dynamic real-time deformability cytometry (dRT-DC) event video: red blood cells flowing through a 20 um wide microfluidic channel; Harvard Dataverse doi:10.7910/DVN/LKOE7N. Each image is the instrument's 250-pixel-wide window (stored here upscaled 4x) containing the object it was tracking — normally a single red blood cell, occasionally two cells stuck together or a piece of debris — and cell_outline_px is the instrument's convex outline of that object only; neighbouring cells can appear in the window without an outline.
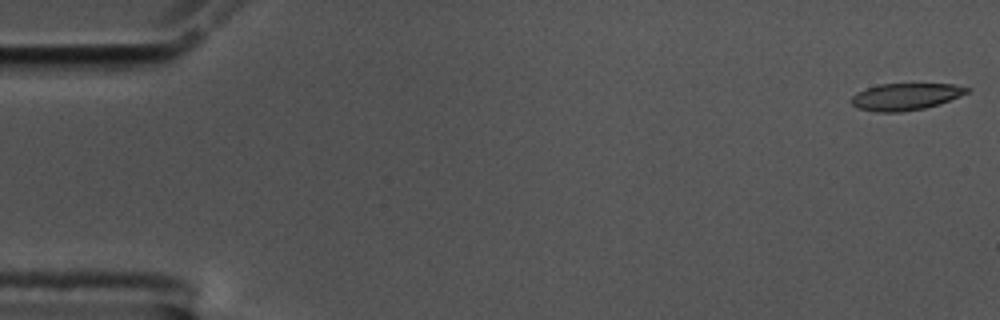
{"species": "common noctule bat (a hibernating species)", "species_latin": "Nyctalus noctula", "temperature_condition": "cold", "stored_images_in_passage": 56, "camera_frame_rate_fps": 3000, "um_per_image_px": 0.085, "animal": {"sex": "male", "body_mass_g": 17.5, "forearm_length_mm": 52.3}, "frame": {"image": 1, "passage_image": 1, "time_ms": 0.0, "image_size_px": [1000, 320], "cell_outline_px": [[972, 88], [968, 92], [960, 96], [940, 104], [924, 108], [900, 112], [876, 112], [856, 108], [848, 100], [856, 92], [880, 84], [952, 84]], "centroid_in_image_um": [76.95, 8.22], "position_along_channel_um": 8.1, "area_um2": 18.21}}
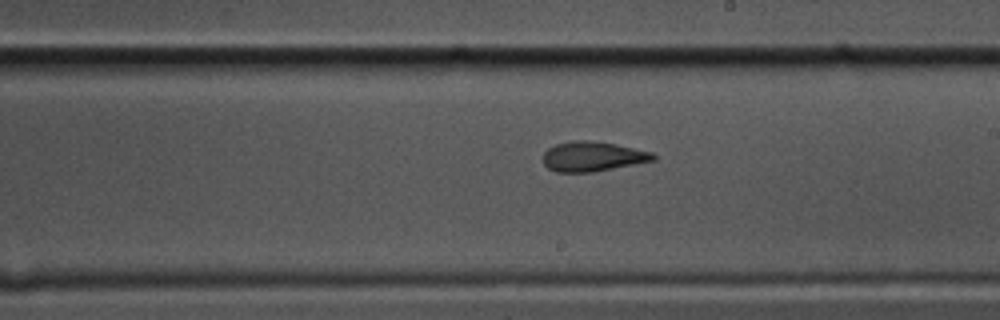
{"frame": {"image": 2, "passage_image": 32, "time_ms": 10.333, "image_size_px": [1000, 320], "cell_outline_px": [[656, 160], [592, 172], [556, 172], [548, 168], [544, 164], [544, 152], [548, 148], [556, 144], [572, 140], [592, 140], [616, 144], [652, 152], [656, 156]], "centroid_in_image_um": [50.37, 13.29], "position_along_channel_um": 238.6, "area_um2": 19.13}}
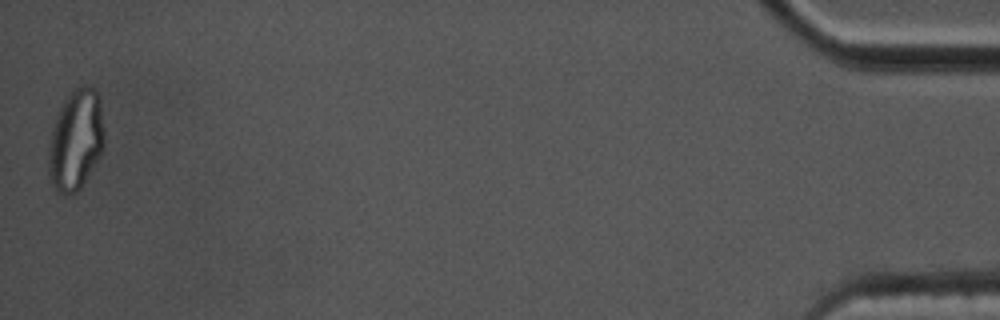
{"frame": {"image": 3, "passage_image": 56, "time_ms": 18.333, "image_size_px": [1000, 320], "cell_outline_px": [[104, 148], [100, 156], [80, 188], [76, 192], [56, 192], [48, 176], [48, 144], [52, 128], [56, 116], [64, 100], [76, 88], [84, 84], [88, 84], [96, 92], [100, 108], [104, 132]], "centroid_in_image_um": [6.42, 11.91], "position_along_channel_um": 428.8, "area_um2": 32.43}, "authors_computed_cell_mechanics": {"area_um2": 19.3341, "velocity_mm_per_s": 3.5486, "shape_relaxation_time_tau1_ms": null, "shape_relaxation_time_tau2_ms": 2.58, "deformation_change_tau1": null, "deformation_change_tau2": 0.107}}